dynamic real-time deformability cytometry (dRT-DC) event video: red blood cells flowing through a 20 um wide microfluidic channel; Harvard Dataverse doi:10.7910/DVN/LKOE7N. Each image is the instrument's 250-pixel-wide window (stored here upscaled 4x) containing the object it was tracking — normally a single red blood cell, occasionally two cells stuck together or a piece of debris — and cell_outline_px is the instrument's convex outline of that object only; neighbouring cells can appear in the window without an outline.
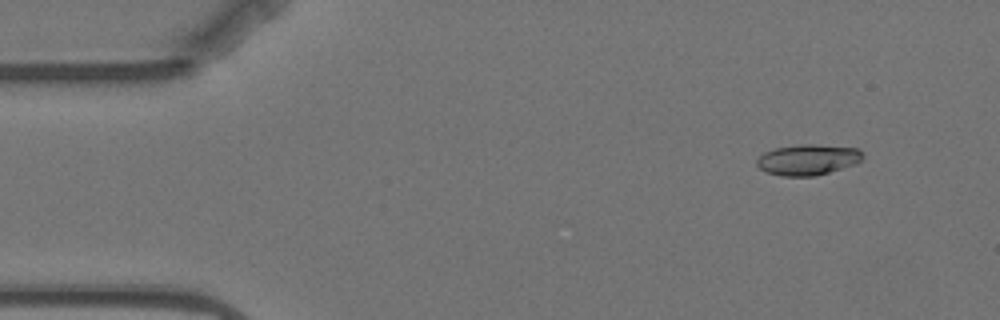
{"species": "Egyptian fruit bat (a non-hibernating species)", "species_latin": "Rousettus aegyptiacus", "temperature_condition": "warm", "stored_images_in_passage": 5, "camera_frame_rate_fps": 3000, "um_per_image_px": 0.085, "animal": {"sex": "female"}, "frame": {"image": 1, "passage_image": 2, "time_ms": 1.0, "image_size_px": [1000, 320], "cell_outline_px": [[864, 156], [856, 164], [816, 176], [780, 176], [768, 172], [760, 168], [756, 164], [756, 160], [764, 152], [776, 148], [800, 144], [812, 144], [860, 148], [864, 152]], "centroid_in_image_um": [68.7, 13.57], "position_along_channel_um": 16.3, "area_um2": 19.07}}
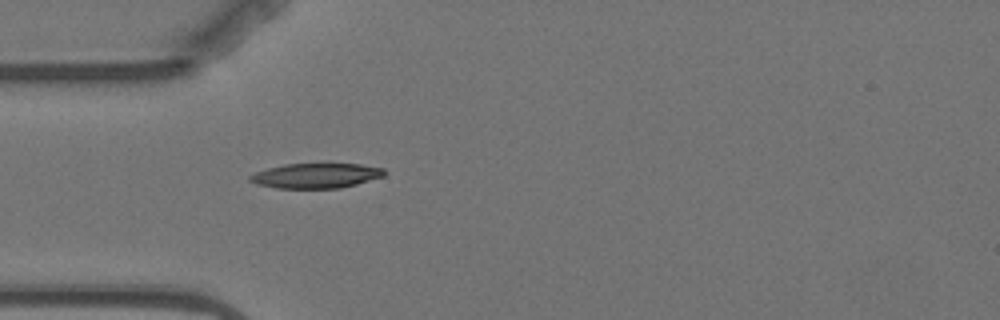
{"frame": {"image": 2, "passage_image": 5, "time_ms": 4.667, "image_size_px": [1000, 320], "cell_outline_px": [[384, 176], [356, 184], [340, 188], [276, 188], [256, 184], [248, 180], [248, 176], [256, 172], [268, 168], [284, 164], [360, 164], [384, 168]], "centroid_in_image_um": [26.83, 14.93], "position_along_channel_um": 58.2, "area_um2": 19.42}}